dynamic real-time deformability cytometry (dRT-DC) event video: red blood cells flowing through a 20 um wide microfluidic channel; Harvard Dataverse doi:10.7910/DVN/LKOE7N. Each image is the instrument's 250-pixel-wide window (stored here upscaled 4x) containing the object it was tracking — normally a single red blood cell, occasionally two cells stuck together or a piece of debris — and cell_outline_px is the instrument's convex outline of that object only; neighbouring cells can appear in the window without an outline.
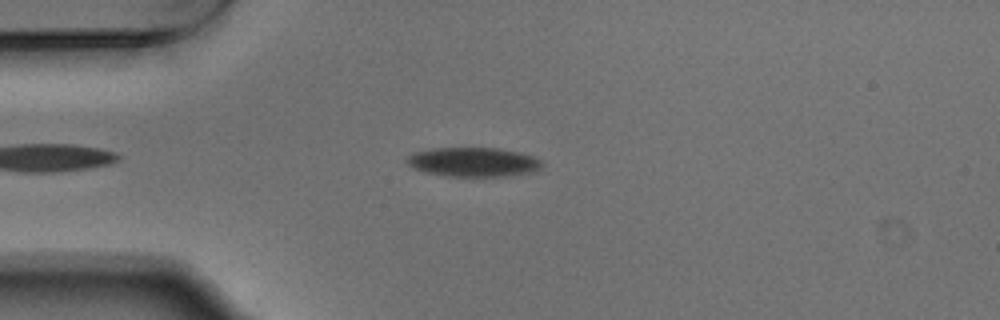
{"species": "Egyptian fruit bat (a non-hibernating species)", "species_latin": "Rousettus aegyptiacus", "temperature_condition": "warm", "stored_images_in_passage": 38, "camera_frame_rate_fps": 3000, "um_per_image_px": 0.085, "animal": {"sex": "male"}, "frame": {"image": 1, "passage_image": 6, "time_ms": 1.667, "image_size_px": [1000, 320], "cell_outline_px": [[544, 164], [536, 172], [508, 176], [448, 176], [424, 172], [412, 168], [404, 160], [412, 152], [432, 148], [496, 148], [516, 152], [532, 156], [540, 160]], "centroid_in_image_um": [40.2, 13.78], "position_along_channel_um": 44.8, "area_um2": 23.18}}
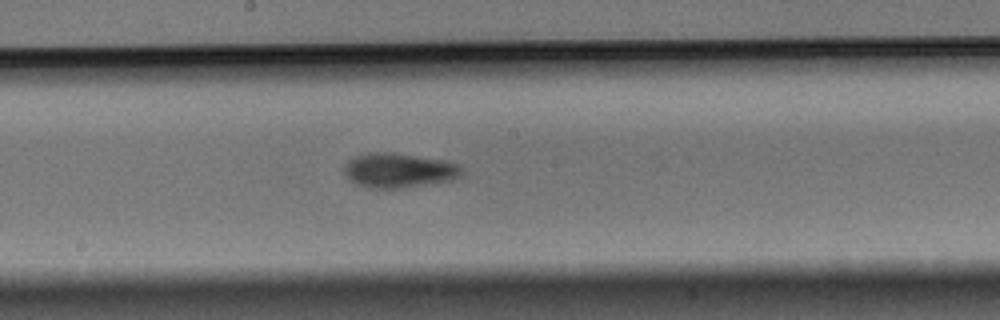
{"frame": {"image": 2, "passage_image": 21, "time_ms": 6.667, "image_size_px": [1000, 320], "cell_outline_px": [[464, 172], [456, 180], [404, 188], [372, 188], [356, 184], [348, 180], [344, 172], [344, 164], [348, 160], [356, 156], [368, 152], [392, 152], [448, 160], [460, 164], [464, 168]], "centroid_in_image_um": [33.96, 14.48], "position_along_channel_um": 214.2, "area_um2": 24.39}}
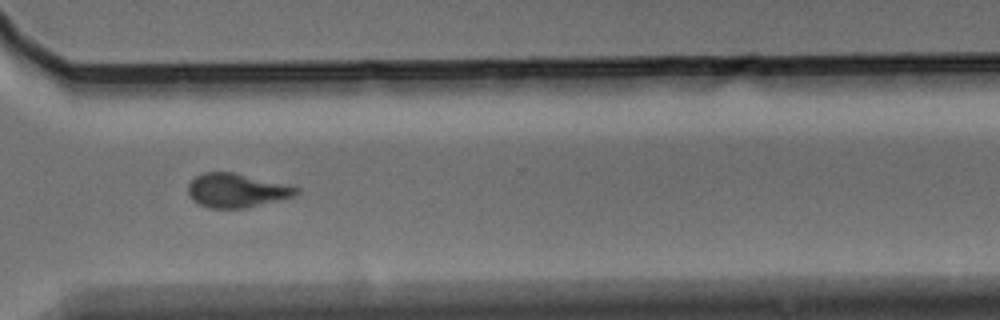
{"frame": {"image": 3, "passage_image": 32, "time_ms": 10.333, "image_size_px": [1000, 320], "cell_outline_px": [[300, 192], [296, 196], [280, 200], [244, 208], [212, 208], [200, 204], [192, 200], [188, 192], [188, 184], [196, 176], [204, 172], [232, 172], [288, 184], [300, 188]], "centroid_in_image_um": [20.15, 16.18], "position_along_channel_um": 350.4, "area_um2": 21.44}, "authors_computed_cell_mechanics": {"area_um2": 23.409, "velocity_mm_per_s": 3.7299, "shape_relaxation_time_tau1_ms": 5.478, "shape_relaxation_time_tau2_ms": 6.9036, "deformation_change_tau1": 0.1363, "deformation_change_tau2": 0.1388}}